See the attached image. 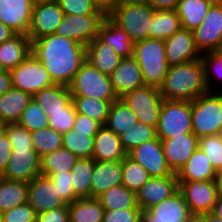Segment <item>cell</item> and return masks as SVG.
Instances as JSON below:
<instances>
[{"label":"cell","instance_id":"1","mask_svg":"<svg viewBox=\"0 0 222 222\" xmlns=\"http://www.w3.org/2000/svg\"><path fill=\"white\" fill-rule=\"evenodd\" d=\"M31 52L48 71L54 84L66 86L86 61V46L55 33L33 40Z\"/></svg>","mask_w":222,"mask_h":222},{"label":"cell","instance_id":"2","mask_svg":"<svg viewBox=\"0 0 222 222\" xmlns=\"http://www.w3.org/2000/svg\"><path fill=\"white\" fill-rule=\"evenodd\" d=\"M159 91L166 100L188 101H192L208 92L202 60L196 59L169 66Z\"/></svg>","mask_w":222,"mask_h":222},{"label":"cell","instance_id":"3","mask_svg":"<svg viewBox=\"0 0 222 222\" xmlns=\"http://www.w3.org/2000/svg\"><path fill=\"white\" fill-rule=\"evenodd\" d=\"M133 57L141 69L145 85L159 88L169 67L164 40L146 38L135 42Z\"/></svg>","mask_w":222,"mask_h":222},{"label":"cell","instance_id":"4","mask_svg":"<svg viewBox=\"0 0 222 222\" xmlns=\"http://www.w3.org/2000/svg\"><path fill=\"white\" fill-rule=\"evenodd\" d=\"M191 123L198 138L218 135L222 128V92H206L192 100Z\"/></svg>","mask_w":222,"mask_h":222},{"label":"cell","instance_id":"5","mask_svg":"<svg viewBox=\"0 0 222 222\" xmlns=\"http://www.w3.org/2000/svg\"><path fill=\"white\" fill-rule=\"evenodd\" d=\"M155 9L146 4H116L107 15L118 24L133 43L149 38Z\"/></svg>","mask_w":222,"mask_h":222},{"label":"cell","instance_id":"6","mask_svg":"<svg viewBox=\"0 0 222 222\" xmlns=\"http://www.w3.org/2000/svg\"><path fill=\"white\" fill-rule=\"evenodd\" d=\"M72 96L91 97L100 100H117L110 76L101 73L87 60L81 65L69 85Z\"/></svg>","mask_w":222,"mask_h":222},{"label":"cell","instance_id":"7","mask_svg":"<svg viewBox=\"0 0 222 222\" xmlns=\"http://www.w3.org/2000/svg\"><path fill=\"white\" fill-rule=\"evenodd\" d=\"M192 132L191 101L166 100L162 102L156 135L161 140Z\"/></svg>","mask_w":222,"mask_h":222},{"label":"cell","instance_id":"8","mask_svg":"<svg viewBox=\"0 0 222 222\" xmlns=\"http://www.w3.org/2000/svg\"><path fill=\"white\" fill-rule=\"evenodd\" d=\"M221 189L219 180L178 181V190L183 195L192 216L212 212Z\"/></svg>","mask_w":222,"mask_h":222},{"label":"cell","instance_id":"9","mask_svg":"<svg viewBox=\"0 0 222 222\" xmlns=\"http://www.w3.org/2000/svg\"><path fill=\"white\" fill-rule=\"evenodd\" d=\"M121 99L135 113L138 122L145 123L157 129L160 110L164 100L159 88L144 85L126 93Z\"/></svg>","mask_w":222,"mask_h":222},{"label":"cell","instance_id":"10","mask_svg":"<svg viewBox=\"0 0 222 222\" xmlns=\"http://www.w3.org/2000/svg\"><path fill=\"white\" fill-rule=\"evenodd\" d=\"M10 73L12 87L22 90L31 96L42 88L54 84L48 71L32 52L22 63L11 69Z\"/></svg>","mask_w":222,"mask_h":222},{"label":"cell","instance_id":"11","mask_svg":"<svg viewBox=\"0 0 222 222\" xmlns=\"http://www.w3.org/2000/svg\"><path fill=\"white\" fill-rule=\"evenodd\" d=\"M106 16L65 14L55 34L87 46L98 37L99 28Z\"/></svg>","mask_w":222,"mask_h":222},{"label":"cell","instance_id":"12","mask_svg":"<svg viewBox=\"0 0 222 222\" xmlns=\"http://www.w3.org/2000/svg\"><path fill=\"white\" fill-rule=\"evenodd\" d=\"M194 41L200 53L220 50L222 45V0L215 1L201 25L193 31Z\"/></svg>","mask_w":222,"mask_h":222},{"label":"cell","instance_id":"13","mask_svg":"<svg viewBox=\"0 0 222 222\" xmlns=\"http://www.w3.org/2000/svg\"><path fill=\"white\" fill-rule=\"evenodd\" d=\"M192 214L179 190L166 200L141 211V222H189Z\"/></svg>","mask_w":222,"mask_h":222},{"label":"cell","instance_id":"14","mask_svg":"<svg viewBox=\"0 0 222 222\" xmlns=\"http://www.w3.org/2000/svg\"><path fill=\"white\" fill-rule=\"evenodd\" d=\"M127 155L142 165L151 177H165L173 174L167 164L161 139L158 137L138 145Z\"/></svg>","mask_w":222,"mask_h":222},{"label":"cell","instance_id":"15","mask_svg":"<svg viewBox=\"0 0 222 222\" xmlns=\"http://www.w3.org/2000/svg\"><path fill=\"white\" fill-rule=\"evenodd\" d=\"M40 174V157L34 148H22L12 149L7 166L0 176L29 183Z\"/></svg>","mask_w":222,"mask_h":222},{"label":"cell","instance_id":"16","mask_svg":"<svg viewBox=\"0 0 222 222\" xmlns=\"http://www.w3.org/2000/svg\"><path fill=\"white\" fill-rule=\"evenodd\" d=\"M64 15L56 0L34 3L31 27L28 32L31 42L40 37L54 34Z\"/></svg>","mask_w":222,"mask_h":222},{"label":"cell","instance_id":"17","mask_svg":"<svg viewBox=\"0 0 222 222\" xmlns=\"http://www.w3.org/2000/svg\"><path fill=\"white\" fill-rule=\"evenodd\" d=\"M58 193L51 178L40 174L28 183V204L36 214L67 205Z\"/></svg>","mask_w":222,"mask_h":222},{"label":"cell","instance_id":"18","mask_svg":"<svg viewBox=\"0 0 222 222\" xmlns=\"http://www.w3.org/2000/svg\"><path fill=\"white\" fill-rule=\"evenodd\" d=\"M177 190L178 180L176 173L165 177H151L136 192L137 205L141 211L149 209L169 198Z\"/></svg>","mask_w":222,"mask_h":222},{"label":"cell","instance_id":"19","mask_svg":"<svg viewBox=\"0 0 222 222\" xmlns=\"http://www.w3.org/2000/svg\"><path fill=\"white\" fill-rule=\"evenodd\" d=\"M34 3L33 0H0V21L16 34L28 35Z\"/></svg>","mask_w":222,"mask_h":222},{"label":"cell","instance_id":"20","mask_svg":"<svg viewBox=\"0 0 222 222\" xmlns=\"http://www.w3.org/2000/svg\"><path fill=\"white\" fill-rule=\"evenodd\" d=\"M168 66H174L201 59V53L197 49L193 32L181 28L171 37L164 40Z\"/></svg>","mask_w":222,"mask_h":222},{"label":"cell","instance_id":"21","mask_svg":"<svg viewBox=\"0 0 222 222\" xmlns=\"http://www.w3.org/2000/svg\"><path fill=\"white\" fill-rule=\"evenodd\" d=\"M161 143L169 168L177 174L198 148V137L194 133H185L161 140Z\"/></svg>","mask_w":222,"mask_h":222},{"label":"cell","instance_id":"22","mask_svg":"<svg viewBox=\"0 0 222 222\" xmlns=\"http://www.w3.org/2000/svg\"><path fill=\"white\" fill-rule=\"evenodd\" d=\"M110 79L114 93L118 98L145 85L141 69L133 56L122 58L110 75Z\"/></svg>","mask_w":222,"mask_h":222},{"label":"cell","instance_id":"23","mask_svg":"<svg viewBox=\"0 0 222 222\" xmlns=\"http://www.w3.org/2000/svg\"><path fill=\"white\" fill-rule=\"evenodd\" d=\"M91 198H97L109 188L122 184V161H95Z\"/></svg>","mask_w":222,"mask_h":222},{"label":"cell","instance_id":"24","mask_svg":"<svg viewBox=\"0 0 222 222\" xmlns=\"http://www.w3.org/2000/svg\"><path fill=\"white\" fill-rule=\"evenodd\" d=\"M126 156L120 136L103 125L94 136L92 158L95 161H122Z\"/></svg>","mask_w":222,"mask_h":222},{"label":"cell","instance_id":"25","mask_svg":"<svg viewBox=\"0 0 222 222\" xmlns=\"http://www.w3.org/2000/svg\"><path fill=\"white\" fill-rule=\"evenodd\" d=\"M98 38L106 45L113 47L121 58L133 56L134 43L129 35L108 15L99 28Z\"/></svg>","mask_w":222,"mask_h":222},{"label":"cell","instance_id":"26","mask_svg":"<svg viewBox=\"0 0 222 222\" xmlns=\"http://www.w3.org/2000/svg\"><path fill=\"white\" fill-rule=\"evenodd\" d=\"M121 59L113 47L106 45L98 37L86 46V60L105 75L110 76Z\"/></svg>","mask_w":222,"mask_h":222},{"label":"cell","instance_id":"27","mask_svg":"<svg viewBox=\"0 0 222 222\" xmlns=\"http://www.w3.org/2000/svg\"><path fill=\"white\" fill-rule=\"evenodd\" d=\"M218 174L204 151L197 148L176 175L178 181H204L218 180Z\"/></svg>","mask_w":222,"mask_h":222},{"label":"cell","instance_id":"28","mask_svg":"<svg viewBox=\"0 0 222 222\" xmlns=\"http://www.w3.org/2000/svg\"><path fill=\"white\" fill-rule=\"evenodd\" d=\"M31 54V40L28 35L16 34L0 45V65L3 70H11Z\"/></svg>","mask_w":222,"mask_h":222},{"label":"cell","instance_id":"29","mask_svg":"<svg viewBox=\"0 0 222 222\" xmlns=\"http://www.w3.org/2000/svg\"><path fill=\"white\" fill-rule=\"evenodd\" d=\"M31 100L30 94L11 87L0 96V123H17Z\"/></svg>","mask_w":222,"mask_h":222},{"label":"cell","instance_id":"30","mask_svg":"<svg viewBox=\"0 0 222 222\" xmlns=\"http://www.w3.org/2000/svg\"><path fill=\"white\" fill-rule=\"evenodd\" d=\"M32 98L45 110V112L64 111L72 103L69 86L53 84L42 88Z\"/></svg>","mask_w":222,"mask_h":222},{"label":"cell","instance_id":"31","mask_svg":"<svg viewBox=\"0 0 222 222\" xmlns=\"http://www.w3.org/2000/svg\"><path fill=\"white\" fill-rule=\"evenodd\" d=\"M215 1L217 0H179L176 11L182 28L193 31L201 25Z\"/></svg>","mask_w":222,"mask_h":222},{"label":"cell","instance_id":"32","mask_svg":"<svg viewBox=\"0 0 222 222\" xmlns=\"http://www.w3.org/2000/svg\"><path fill=\"white\" fill-rule=\"evenodd\" d=\"M28 202V183L0 176V213Z\"/></svg>","mask_w":222,"mask_h":222},{"label":"cell","instance_id":"33","mask_svg":"<svg viewBox=\"0 0 222 222\" xmlns=\"http://www.w3.org/2000/svg\"><path fill=\"white\" fill-rule=\"evenodd\" d=\"M69 222H103L105 209L97 198H83L68 204Z\"/></svg>","mask_w":222,"mask_h":222},{"label":"cell","instance_id":"34","mask_svg":"<svg viewBox=\"0 0 222 222\" xmlns=\"http://www.w3.org/2000/svg\"><path fill=\"white\" fill-rule=\"evenodd\" d=\"M93 158H79L71 170V183L77 199L91 198Z\"/></svg>","mask_w":222,"mask_h":222},{"label":"cell","instance_id":"35","mask_svg":"<svg viewBox=\"0 0 222 222\" xmlns=\"http://www.w3.org/2000/svg\"><path fill=\"white\" fill-rule=\"evenodd\" d=\"M97 199L105 210L140 209L137 205L136 193L122 184L109 188Z\"/></svg>","mask_w":222,"mask_h":222},{"label":"cell","instance_id":"36","mask_svg":"<svg viewBox=\"0 0 222 222\" xmlns=\"http://www.w3.org/2000/svg\"><path fill=\"white\" fill-rule=\"evenodd\" d=\"M182 28L176 10H155L149 38L165 40Z\"/></svg>","mask_w":222,"mask_h":222},{"label":"cell","instance_id":"37","mask_svg":"<svg viewBox=\"0 0 222 222\" xmlns=\"http://www.w3.org/2000/svg\"><path fill=\"white\" fill-rule=\"evenodd\" d=\"M78 157L70 150L60 148L40 158V171L42 175L50 176L53 173L71 171L78 161Z\"/></svg>","mask_w":222,"mask_h":222},{"label":"cell","instance_id":"38","mask_svg":"<svg viewBox=\"0 0 222 222\" xmlns=\"http://www.w3.org/2000/svg\"><path fill=\"white\" fill-rule=\"evenodd\" d=\"M138 122L131 108L121 99L111 103L105 126L120 135Z\"/></svg>","mask_w":222,"mask_h":222},{"label":"cell","instance_id":"39","mask_svg":"<svg viewBox=\"0 0 222 222\" xmlns=\"http://www.w3.org/2000/svg\"><path fill=\"white\" fill-rule=\"evenodd\" d=\"M116 100H100L84 96H72V102L77 113L86 115L91 119L105 125L111 103Z\"/></svg>","mask_w":222,"mask_h":222},{"label":"cell","instance_id":"40","mask_svg":"<svg viewBox=\"0 0 222 222\" xmlns=\"http://www.w3.org/2000/svg\"><path fill=\"white\" fill-rule=\"evenodd\" d=\"M97 132H75L73 129L62 135L63 148L78 158H92L94 136Z\"/></svg>","mask_w":222,"mask_h":222},{"label":"cell","instance_id":"41","mask_svg":"<svg viewBox=\"0 0 222 222\" xmlns=\"http://www.w3.org/2000/svg\"><path fill=\"white\" fill-rule=\"evenodd\" d=\"M201 60L204 64L205 83L208 92H222V52L214 50L201 53Z\"/></svg>","mask_w":222,"mask_h":222},{"label":"cell","instance_id":"42","mask_svg":"<svg viewBox=\"0 0 222 222\" xmlns=\"http://www.w3.org/2000/svg\"><path fill=\"white\" fill-rule=\"evenodd\" d=\"M31 138L34 150L40 158L63 146L62 134L49 126L32 131Z\"/></svg>","mask_w":222,"mask_h":222},{"label":"cell","instance_id":"43","mask_svg":"<svg viewBox=\"0 0 222 222\" xmlns=\"http://www.w3.org/2000/svg\"><path fill=\"white\" fill-rule=\"evenodd\" d=\"M151 178L147 170L128 155L122 160V185L136 193Z\"/></svg>","mask_w":222,"mask_h":222},{"label":"cell","instance_id":"44","mask_svg":"<svg viewBox=\"0 0 222 222\" xmlns=\"http://www.w3.org/2000/svg\"><path fill=\"white\" fill-rule=\"evenodd\" d=\"M119 136L122 147L127 154L138 145L157 137L156 129L154 127L141 122H137Z\"/></svg>","mask_w":222,"mask_h":222},{"label":"cell","instance_id":"45","mask_svg":"<svg viewBox=\"0 0 222 222\" xmlns=\"http://www.w3.org/2000/svg\"><path fill=\"white\" fill-rule=\"evenodd\" d=\"M17 123L30 132L49 126L45 110L33 98Z\"/></svg>","mask_w":222,"mask_h":222},{"label":"cell","instance_id":"46","mask_svg":"<svg viewBox=\"0 0 222 222\" xmlns=\"http://www.w3.org/2000/svg\"><path fill=\"white\" fill-rule=\"evenodd\" d=\"M198 148L204 151L213 168L220 173L222 170V138L219 135L198 138Z\"/></svg>","mask_w":222,"mask_h":222},{"label":"cell","instance_id":"47","mask_svg":"<svg viewBox=\"0 0 222 222\" xmlns=\"http://www.w3.org/2000/svg\"><path fill=\"white\" fill-rule=\"evenodd\" d=\"M64 14L107 15L92 0H56Z\"/></svg>","mask_w":222,"mask_h":222},{"label":"cell","instance_id":"48","mask_svg":"<svg viewBox=\"0 0 222 222\" xmlns=\"http://www.w3.org/2000/svg\"><path fill=\"white\" fill-rule=\"evenodd\" d=\"M49 120V127L55 129L60 134H65L73 128L77 112L73 102L64 111L46 112Z\"/></svg>","mask_w":222,"mask_h":222},{"label":"cell","instance_id":"49","mask_svg":"<svg viewBox=\"0 0 222 222\" xmlns=\"http://www.w3.org/2000/svg\"><path fill=\"white\" fill-rule=\"evenodd\" d=\"M5 132L13 149L34 148L31 132L18 123L5 124Z\"/></svg>","mask_w":222,"mask_h":222},{"label":"cell","instance_id":"50","mask_svg":"<svg viewBox=\"0 0 222 222\" xmlns=\"http://www.w3.org/2000/svg\"><path fill=\"white\" fill-rule=\"evenodd\" d=\"M36 212L28 202L1 214V222H36Z\"/></svg>","mask_w":222,"mask_h":222},{"label":"cell","instance_id":"51","mask_svg":"<svg viewBox=\"0 0 222 222\" xmlns=\"http://www.w3.org/2000/svg\"><path fill=\"white\" fill-rule=\"evenodd\" d=\"M49 177L57 187V190L59 191L58 194L67 204L77 200L71 183V171H65L64 173H53Z\"/></svg>","mask_w":222,"mask_h":222},{"label":"cell","instance_id":"52","mask_svg":"<svg viewBox=\"0 0 222 222\" xmlns=\"http://www.w3.org/2000/svg\"><path fill=\"white\" fill-rule=\"evenodd\" d=\"M103 222H141V209L105 210Z\"/></svg>","mask_w":222,"mask_h":222},{"label":"cell","instance_id":"53","mask_svg":"<svg viewBox=\"0 0 222 222\" xmlns=\"http://www.w3.org/2000/svg\"><path fill=\"white\" fill-rule=\"evenodd\" d=\"M36 222H69L68 204L36 215Z\"/></svg>","mask_w":222,"mask_h":222},{"label":"cell","instance_id":"54","mask_svg":"<svg viewBox=\"0 0 222 222\" xmlns=\"http://www.w3.org/2000/svg\"><path fill=\"white\" fill-rule=\"evenodd\" d=\"M12 149V144L5 132V124L0 123V175L7 166Z\"/></svg>","mask_w":222,"mask_h":222},{"label":"cell","instance_id":"55","mask_svg":"<svg viewBox=\"0 0 222 222\" xmlns=\"http://www.w3.org/2000/svg\"><path fill=\"white\" fill-rule=\"evenodd\" d=\"M102 126L100 122L86 115L77 113L72 129L75 132H98Z\"/></svg>","mask_w":222,"mask_h":222},{"label":"cell","instance_id":"56","mask_svg":"<svg viewBox=\"0 0 222 222\" xmlns=\"http://www.w3.org/2000/svg\"><path fill=\"white\" fill-rule=\"evenodd\" d=\"M179 0H148L155 10H176Z\"/></svg>","mask_w":222,"mask_h":222},{"label":"cell","instance_id":"57","mask_svg":"<svg viewBox=\"0 0 222 222\" xmlns=\"http://www.w3.org/2000/svg\"><path fill=\"white\" fill-rule=\"evenodd\" d=\"M12 87L11 73L9 70L0 71V96Z\"/></svg>","mask_w":222,"mask_h":222},{"label":"cell","instance_id":"58","mask_svg":"<svg viewBox=\"0 0 222 222\" xmlns=\"http://www.w3.org/2000/svg\"><path fill=\"white\" fill-rule=\"evenodd\" d=\"M15 35L16 33L10 27L0 21V45L5 41L10 40Z\"/></svg>","mask_w":222,"mask_h":222},{"label":"cell","instance_id":"59","mask_svg":"<svg viewBox=\"0 0 222 222\" xmlns=\"http://www.w3.org/2000/svg\"><path fill=\"white\" fill-rule=\"evenodd\" d=\"M100 9L108 13L116 4L117 0H92Z\"/></svg>","mask_w":222,"mask_h":222},{"label":"cell","instance_id":"60","mask_svg":"<svg viewBox=\"0 0 222 222\" xmlns=\"http://www.w3.org/2000/svg\"><path fill=\"white\" fill-rule=\"evenodd\" d=\"M211 213L222 219V189L218 193L215 205Z\"/></svg>","mask_w":222,"mask_h":222},{"label":"cell","instance_id":"61","mask_svg":"<svg viewBox=\"0 0 222 222\" xmlns=\"http://www.w3.org/2000/svg\"><path fill=\"white\" fill-rule=\"evenodd\" d=\"M201 217L206 221V222H222L221 218H218L211 212L208 214L201 215Z\"/></svg>","mask_w":222,"mask_h":222},{"label":"cell","instance_id":"62","mask_svg":"<svg viewBox=\"0 0 222 222\" xmlns=\"http://www.w3.org/2000/svg\"><path fill=\"white\" fill-rule=\"evenodd\" d=\"M130 3L146 4L148 3V0H117V4H130Z\"/></svg>","mask_w":222,"mask_h":222},{"label":"cell","instance_id":"63","mask_svg":"<svg viewBox=\"0 0 222 222\" xmlns=\"http://www.w3.org/2000/svg\"><path fill=\"white\" fill-rule=\"evenodd\" d=\"M189 222H206L201 216H192Z\"/></svg>","mask_w":222,"mask_h":222},{"label":"cell","instance_id":"64","mask_svg":"<svg viewBox=\"0 0 222 222\" xmlns=\"http://www.w3.org/2000/svg\"><path fill=\"white\" fill-rule=\"evenodd\" d=\"M218 180L220 181L221 185H222V170L221 172L218 174Z\"/></svg>","mask_w":222,"mask_h":222},{"label":"cell","instance_id":"65","mask_svg":"<svg viewBox=\"0 0 222 222\" xmlns=\"http://www.w3.org/2000/svg\"><path fill=\"white\" fill-rule=\"evenodd\" d=\"M35 3L40 1H54V0H33Z\"/></svg>","mask_w":222,"mask_h":222},{"label":"cell","instance_id":"66","mask_svg":"<svg viewBox=\"0 0 222 222\" xmlns=\"http://www.w3.org/2000/svg\"><path fill=\"white\" fill-rule=\"evenodd\" d=\"M218 135L222 138V128L220 129V132Z\"/></svg>","mask_w":222,"mask_h":222}]
</instances>
